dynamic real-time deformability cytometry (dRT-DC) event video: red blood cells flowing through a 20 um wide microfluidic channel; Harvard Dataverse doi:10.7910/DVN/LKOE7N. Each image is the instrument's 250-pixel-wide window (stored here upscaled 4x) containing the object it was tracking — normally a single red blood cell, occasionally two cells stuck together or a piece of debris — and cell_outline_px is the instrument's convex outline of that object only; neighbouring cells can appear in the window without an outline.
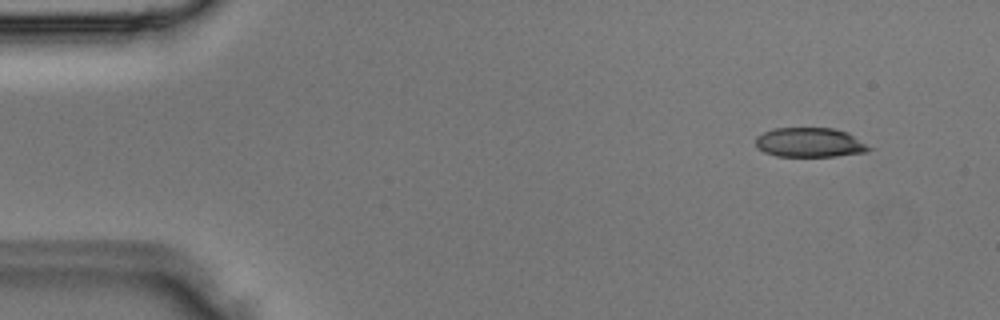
{"species": "Egyptian fruit bat (a non-hibernating species)", "species_latin": "Rousettus aegyptiacus", "temperature_condition": "room temperature", "stored_images_in_passage": 3, "camera_frame_rate_fps": 3000, "um_per_image_px": 0.085, "animal": {"sex": "male"}, "frame": {"image": 1, "passage_image": 1, "time_ms": 0.0, "image_size_px": [1000, 320], "cell_outline_px": [[872, 148], [868, 152], [836, 156], [776, 156], [764, 152], [756, 148], [756, 136], [764, 132], [776, 128], [836, 128], [848, 132]], "centroid_in_image_um": [68.83, 12.11], "position_along_channel_um": 16.2, "area_um2": 19.54}}